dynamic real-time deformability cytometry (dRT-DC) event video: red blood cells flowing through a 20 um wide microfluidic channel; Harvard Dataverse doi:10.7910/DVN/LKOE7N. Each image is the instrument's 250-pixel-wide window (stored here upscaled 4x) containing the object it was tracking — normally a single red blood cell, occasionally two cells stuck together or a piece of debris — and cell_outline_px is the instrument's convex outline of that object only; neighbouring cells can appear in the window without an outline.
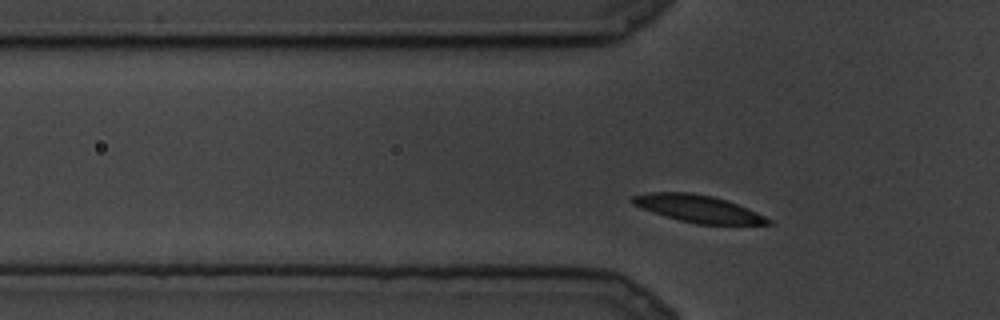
{"species": "common noctule bat (a hibernating species)", "species_latin": "Nyctalus noctula", "temperature_condition": "cold", "stored_images_in_passage": 22, "segment_of_instrument_passage": [1, 2], "camera_frame_rate_fps": 3000, "um_per_image_px": 0.085, "animal": {"sex": "male", "body_mass_g": 19.5, "forearm_length_mm": 54.6}, "frame": {"image": 1, "passage_image": 9, "time_ms": 2.667, "image_size_px": [1000, 320], "cell_outline_px": [[772, 224], [696, 224], [680, 220], [632, 204], [628, 200], [632, 196], [648, 192], [688, 192], [712, 196], [736, 204], [756, 212], [772, 220]], "centroid_in_image_um": [59.32, 17.73], "position_along_channel_um": 66.5, "area_um2": 21.04}}
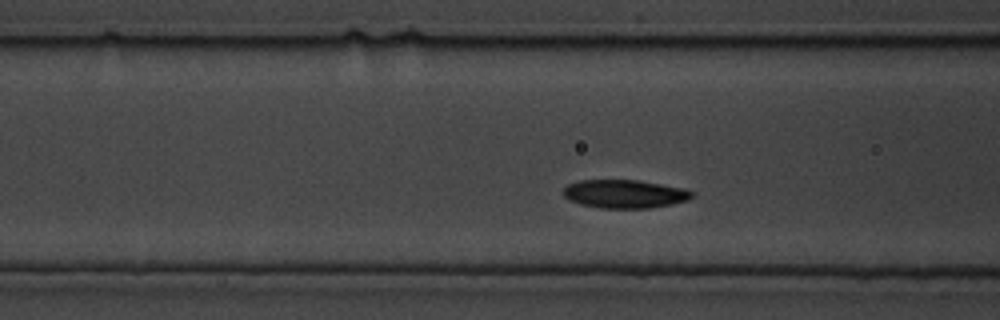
{"frame": {"image": 2, "passage_image": 16, "time_ms": 5.0, "image_size_px": [1000, 320], "cell_outline_px": [[696, 192], [688, 200], [672, 204], [648, 208], [600, 208], [580, 204], [564, 196], [564, 188], [568, 184], [580, 180], [636, 180], [684, 188]], "centroid_in_image_um": [53.12, 16.48], "position_along_channel_um": 113.5, "area_um2": 21.15}}
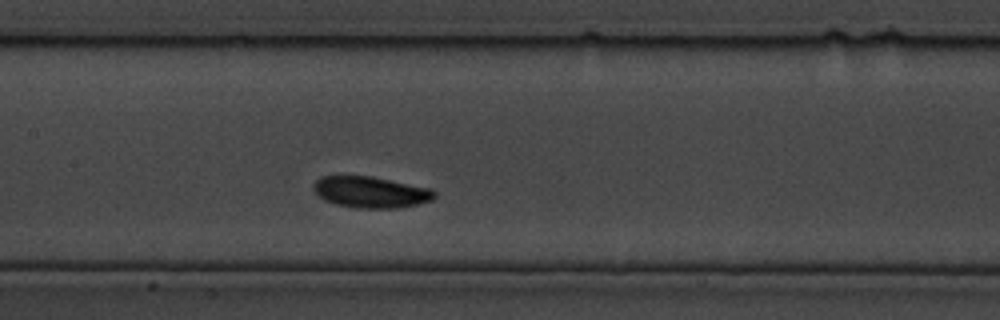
{"frame": {"image": 3, "passage_image": 21, "time_ms": 6.667, "image_size_px": [1000, 320], "cell_outline_px": [[436, 196], [432, 200], [416, 204], [396, 208], [356, 208], [336, 204], [324, 200], [312, 188], [312, 184], [320, 176], [372, 176], [432, 188], [436, 192]], "centroid_in_image_um": [31.52, 16.32], "position_along_channel_um": 175.9, "area_um2": 22.14}}